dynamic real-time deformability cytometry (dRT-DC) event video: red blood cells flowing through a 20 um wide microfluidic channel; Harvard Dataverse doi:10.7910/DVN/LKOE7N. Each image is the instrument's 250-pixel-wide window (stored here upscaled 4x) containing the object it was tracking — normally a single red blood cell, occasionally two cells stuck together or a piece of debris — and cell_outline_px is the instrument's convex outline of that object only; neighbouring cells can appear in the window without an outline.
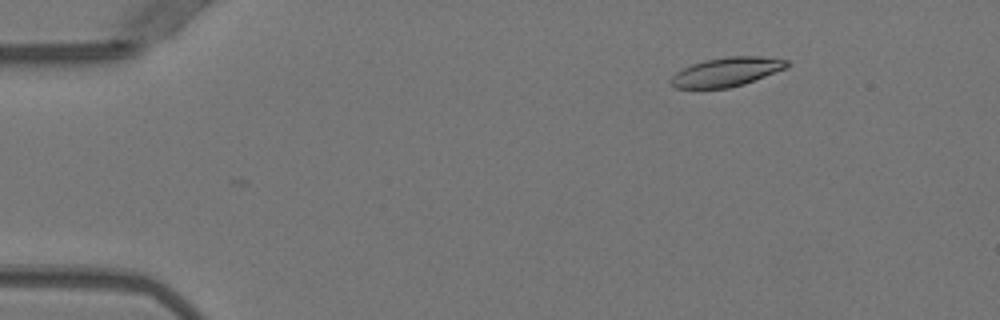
{"species": "Egyptian fruit bat (a non-hibernating species)", "species_latin": "Rousettus aegyptiacus", "temperature_condition": "warm", "stored_images_in_passage": 45, "camera_frame_rate_fps": 3000, "um_per_image_px": 0.085, "animal": {"sex": "female"}, "frame": {"image": 1, "passage_image": 1, "time_ms": 0.0, "image_size_px": [1000, 320], "cell_outline_px": [[792, 64], [788, 68], [744, 84], [728, 88], [676, 88], [672, 84], [672, 76], [676, 72], [692, 64], [708, 60], [728, 56], [760, 56], [788, 60]], "centroid_in_image_um": [61.84, 6.1], "position_along_channel_um": 23.2, "area_um2": 19.54}}
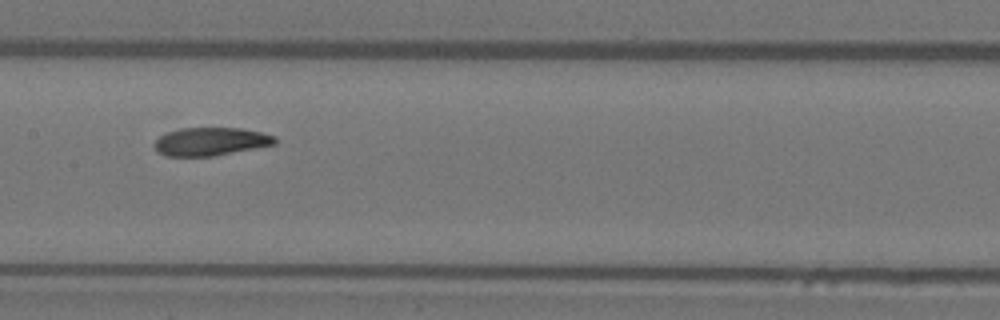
{"frame": {"image": 2, "passage_image": 20, "time_ms": 6.333, "image_size_px": [1000, 320], "cell_outline_px": [[276, 144], [212, 156], [164, 156], [156, 152], [156, 140], [160, 136], [168, 132], [180, 128], [240, 128], [260, 132], [276, 136]], "centroid_in_image_um": [17.9, 12.03], "position_along_channel_um": 189.5, "area_um2": 19.59}}
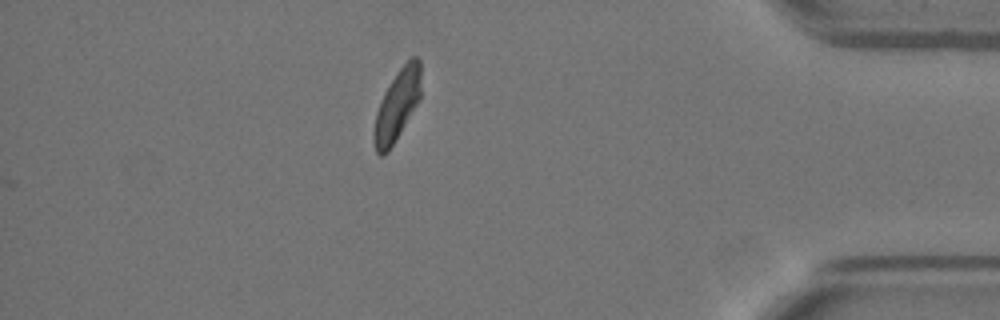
{"frame": {"image": 3, "passage_image": 39, "time_ms": 12.667, "image_size_px": [1000, 320], "cell_outline_px": [[420, 100], [388, 152], [384, 156], [380, 156], [376, 152], [372, 140], [372, 132], [376, 112], [380, 100], [384, 92], [400, 68], [412, 56], [416, 56], [420, 60]], "centroid_in_image_um": [33.72, 9.0], "position_along_channel_um": 401.5, "area_um2": 19.48}, "authors_computed_cell_mechanics": {"area_um2": 20.3456, "velocity_mm_per_s": 3.962, "shape_relaxation_time_tau1_ms": 4.7236, "shape_relaxation_time_tau2_ms": 3.2773, "deformation_change_tau1": 0.1953, "deformation_change_tau2": 0.0979}}